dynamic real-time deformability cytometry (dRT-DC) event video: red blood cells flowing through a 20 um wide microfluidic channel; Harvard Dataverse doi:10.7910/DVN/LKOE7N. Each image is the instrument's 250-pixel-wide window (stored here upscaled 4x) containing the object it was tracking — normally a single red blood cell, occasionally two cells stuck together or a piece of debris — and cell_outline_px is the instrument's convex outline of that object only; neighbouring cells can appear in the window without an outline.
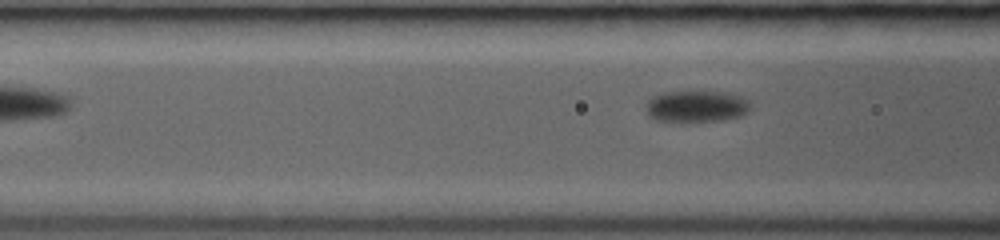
{"species": "common noctule bat (a hibernating species)", "species_latin": "Nyctalus noctula", "temperature_condition": "room temperature", "stored_images_in_passage": 5, "camera_frame_rate_fps": 3000, "um_per_image_px": 0.085, "animal": {"sex": "female", "body_mass_g": 19.0, "forearm_length_mm": 53.3}, "frame": {"image": 1, "passage_image": 5, "time_ms": 2.667, "image_size_px": [1000, 240], "cell_outline_px": [[752, 108], [748, 112], [740, 116], [724, 120], [680, 124], [652, 120], [648, 116], [644, 104], [652, 96], [664, 92], [684, 88], [728, 92], [740, 96], [748, 100]], "centroid_in_image_um": [59.13, 9.03], "position_along_channel_um": 107.5, "area_um2": 21.1}}